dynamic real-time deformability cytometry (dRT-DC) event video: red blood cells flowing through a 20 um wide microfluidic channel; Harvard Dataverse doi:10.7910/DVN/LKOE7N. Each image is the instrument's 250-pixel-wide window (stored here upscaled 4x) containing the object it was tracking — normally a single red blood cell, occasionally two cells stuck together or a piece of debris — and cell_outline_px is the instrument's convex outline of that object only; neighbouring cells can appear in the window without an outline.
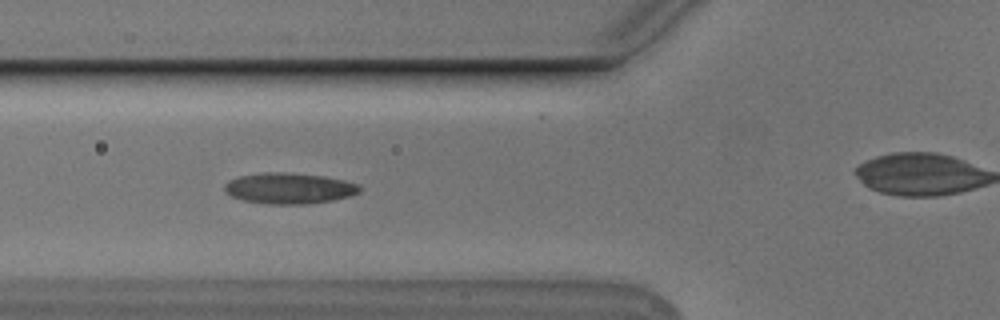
{"species": "Egyptian fruit bat (a non-hibernating species)", "species_latin": "Rousettus aegyptiacus", "temperature_condition": "cold", "stored_images_in_passage": 47, "camera_frame_rate_fps": 3000, "um_per_image_px": 0.085, "animal": {"sex": "male"}, "frame": {"image": 1, "passage_image": 20, "time_ms": 6.333, "image_size_px": [1000, 320], "cell_outline_px": [[364, 188], [360, 192], [352, 196], [332, 200], [304, 204], [268, 204], [240, 200], [224, 192], [224, 184], [228, 180], [240, 176], [264, 172], [284, 172], [324, 176], [344, 180], [360, 184]], "centroid_in_image_um": [24.6, 16.0], "position_along_channel_um": 101.2, "area_um2": 24.62}}
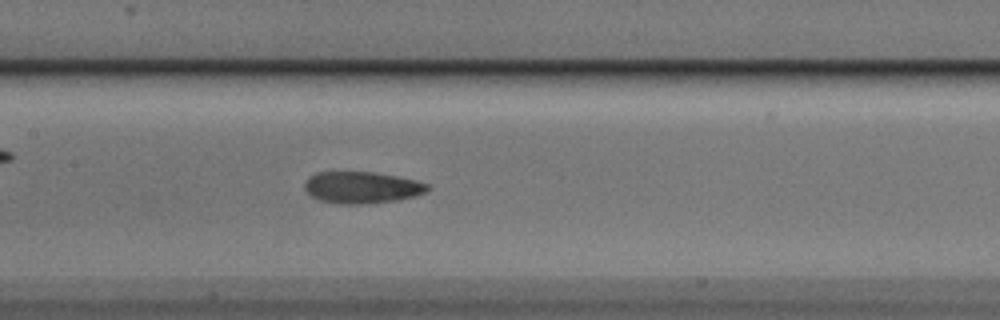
{"frame": {"image": 2, "passage_image": 26, "time_ms": 8.333, "image_size_px": [1000, 320], "cell_outline_px": [[432, 188], [428, 192], [416, 196], [400, 200], [368, 204], [344, 204], [320, 200], [312, 196], [304, 188], [304, 184], [308, 176], [316, 172], [372, 172], [396, 176], [416, 180], [428, 184]], "centroid_in_image_um": [30.8, 15.94], "position_along_channel_um": 176.6, "area_um2": 22.95}}
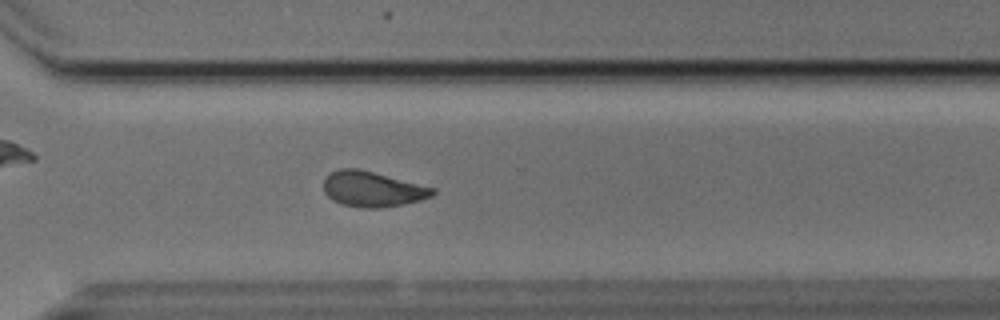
{"frame": {"image": 3, "passage_image": 39, "time_ms": 12.667, "image_size_px": [1000, 320], "cell_outline_px": [[436, 192], [432, 196], [420, 200], [404, 204], [380, 208], [364, 208], [340, 204], [332, 200], [324, 192], [324, 180], [332, 172], [340, 168], [356, 168], [436, 188]], "centroid_in_image_um": [31.66, 16.09], "position_along_channel_um": 338.9, "area_um2": 22.31}, "authors_computed_cell_mechanics": {"area_um2": 22.7154, "velocity_mm_per_s": 3.7604, "shape_relaxation_time_tau1_ms": 7.6946, "shape_relaxation_time_tau2_ms": 3.3069, "deformation_change_tau1": 0.1878, "deformation_change_tau2": 0.1016}}